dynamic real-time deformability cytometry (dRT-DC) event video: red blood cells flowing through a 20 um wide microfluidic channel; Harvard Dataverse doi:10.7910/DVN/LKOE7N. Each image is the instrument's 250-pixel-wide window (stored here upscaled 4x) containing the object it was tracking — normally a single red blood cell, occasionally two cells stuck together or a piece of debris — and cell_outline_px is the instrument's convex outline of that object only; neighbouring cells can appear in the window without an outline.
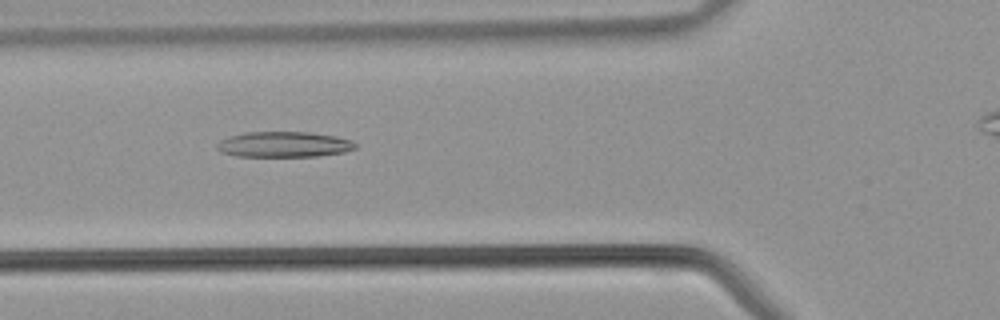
{"species": "common noctule bat (a hibernating species)", "species_latin": "Nyctalus noctula", "temperature_condition": "warm", "stored_images_in_passage": 35, "camera_frame_rate_fps": 3000, "um_per_image_px": 0.085, "animal": {"sex": "male", "body_mass_g": 21.5, "forearm_length_mm": 52.0}, "frame": {"image": 1, "passage_image": 14, "time_ms": 4.333, "image_size_px": [1000, 320], "cell_outline_px": [[356, 148], [344, 152], [316, 156], [236, 156], [220, 152], [216, 148], [216, 144], [220, 140], [228, 136], [244, 132], [312, 132], [336, 136], [352, 140], [356, 144]], "centroid_in_image_um": [24.11, 12.27], "position_along_channel_um": 101.7, "area_um2": 20.75}}
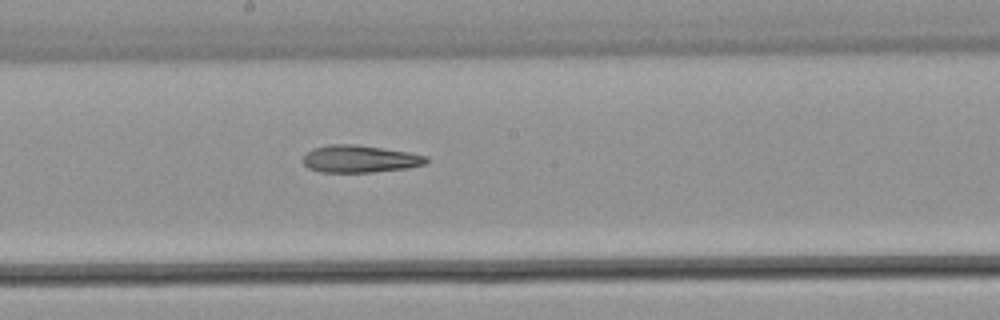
{"frame": {"image": 2, "passage_image": 21, "time_ms": 6.667, "image_size_px": [1000, 320], "cell_outline_px": [[428, 160], [424, 164], [408, 168], [372, 172], [320, 172], [308, 168], [304, 164], [304, 156], [312, 148], [328, 144], [352, 144], [408, 152], [428, 156]], "centroid_in_image_um": [30.57, 13.51], "position_along_channel_um": 217.6, "area_um2": 19.48}}
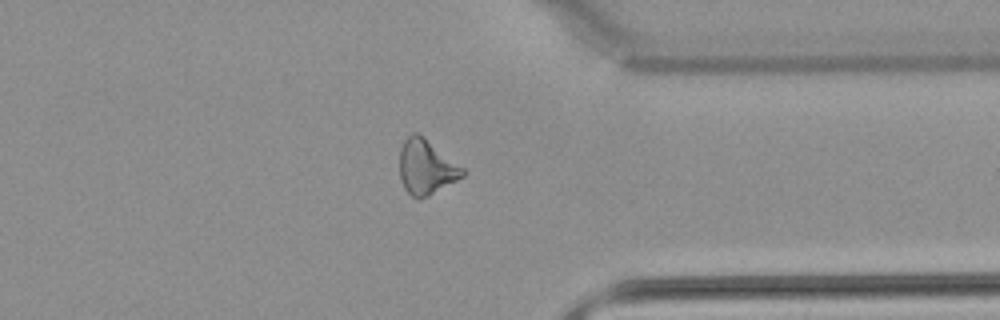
{"frame": {"image": 3, "passage_image": 31, "time_ms": 10.0, "image_size_px": [1000, 320], "cell_outline_px": [[464, 176], [428, 196], [420, 200], [412, 196], [404, 188], [400, 180], [400, 148], [404, 140], [412, 132], [416, 132], [424, 136], [464, 168]], "centroid_in_image_um": [36.21, 14.19], "position_along_channel_um": 375.2, "area_um2": 20.17}}